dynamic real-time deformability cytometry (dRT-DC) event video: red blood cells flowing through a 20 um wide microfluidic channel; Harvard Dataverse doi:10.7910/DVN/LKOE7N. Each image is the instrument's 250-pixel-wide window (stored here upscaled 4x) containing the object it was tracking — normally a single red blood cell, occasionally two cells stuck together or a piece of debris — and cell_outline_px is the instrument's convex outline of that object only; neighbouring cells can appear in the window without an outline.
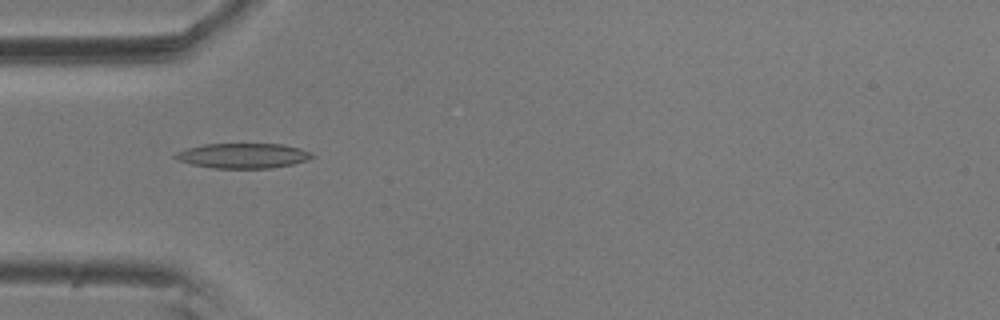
{"species": "common noctule bat (a hibernating species)", "species_latin": "Nyctalus noctula", "temperature_condition": "room temperature", "stored_images_in_passage": 15, "camera_frame_rate_fps": 3000, "um_per_image_px": 0.085, "animal": {"sex": "male", "body_mass_g": 20.5, "forearm_length_mm": 52.5}, "frame": {"image": 1, "passage_image": 5, "time_ms": 1.333, "image_size_px": [1000, 320], "cell_outline_px": [[316, 156], [308, 160], [292, 164], [272, 168], [212, 168], [192, 164], [180, 160], [172, 156], [176, 152], [184, 148], [204, 144], [284, 144], [300, 148], [312, 152]], "centroid_in_image_um": [20.68, 13.23], "position_along_channel_um": 64.3, "area_um2": 20.06}}
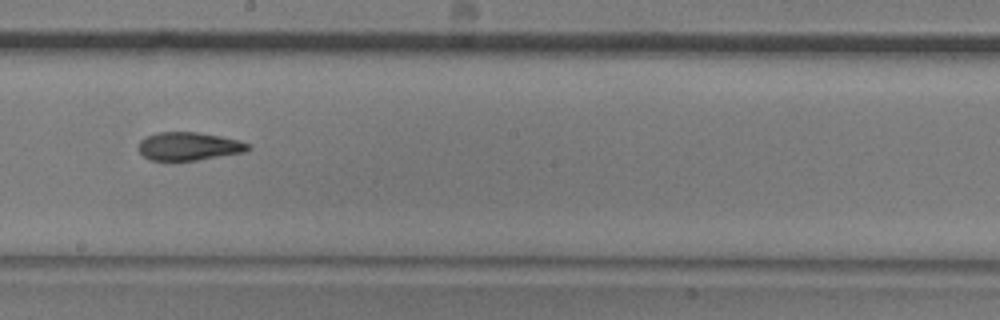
{"frame": {"image": 2, "passage_image": 9, "time_ms": 2.667, "image_size_px": [1000, 320], "cell_outline_px": [[252, 148], [244, 152], [196, 160], [148, 160], [140, 152], [140, 140], [144, 136], [160, 132], [196, 132], [220, 136], [252, 144]], "centroid_in_image_um": [16.06, 12.43], "position_along_channel_um": 232.1, "area_um2": 17.86}}
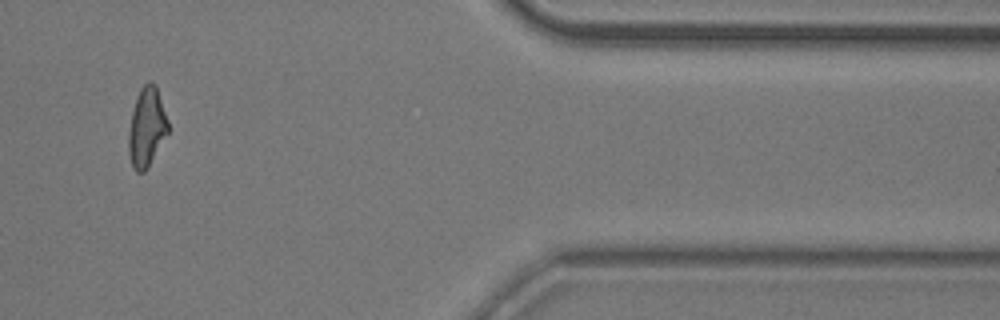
{"frame": {"image": 3, "passage_image": 14, "time_ms": 4.333, "image_size_px": [1000, 320], "cell_outline_px": [[168, 132], [144, 172], [136, 172], [132, 168], [128, 152], [128, 132], [132, 112], [140, 88], [148, 80], [152, 80], [156, 84], [168, 120]], "centroid_in_image_um": [12.46, 10.78], "position_along_channel_um": 398.9, "area_um2": 18.15}}